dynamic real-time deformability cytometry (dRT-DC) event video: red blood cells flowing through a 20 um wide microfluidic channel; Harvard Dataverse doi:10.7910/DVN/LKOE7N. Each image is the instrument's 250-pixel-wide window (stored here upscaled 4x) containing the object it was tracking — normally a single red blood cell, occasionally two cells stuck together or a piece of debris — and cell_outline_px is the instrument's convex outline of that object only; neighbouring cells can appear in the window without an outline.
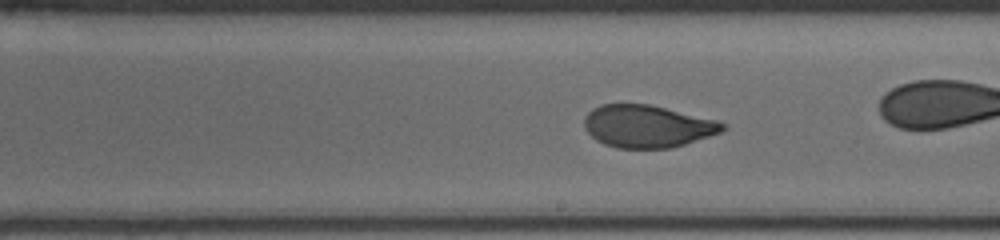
{"species": "human", "species_latin": "Homo sapiens", "temperature_condition": "cold", "stored_images_in_passage": 34, "camera_frame_rate_fps": 3000, "um_per_image_px": 0.085, "donor": {"sex": "male"}, "frame": {"image": 1, "passage_image": 15, "time_ms": 4.667, "image_size_px": [1000, 240], "cell_outline_px": [[728, 128], [720, 132], [672, 148], [616, 148], [604, 144], [596, 140], [584, 128], [584, 116], [592, 108], [600, 104], [648, 104], [716, 120], [728, 124]], "centroid_in_image_um": [55.0, 10.73], "position_along_channel_um": 234.0, "area_um2": 34.16}}